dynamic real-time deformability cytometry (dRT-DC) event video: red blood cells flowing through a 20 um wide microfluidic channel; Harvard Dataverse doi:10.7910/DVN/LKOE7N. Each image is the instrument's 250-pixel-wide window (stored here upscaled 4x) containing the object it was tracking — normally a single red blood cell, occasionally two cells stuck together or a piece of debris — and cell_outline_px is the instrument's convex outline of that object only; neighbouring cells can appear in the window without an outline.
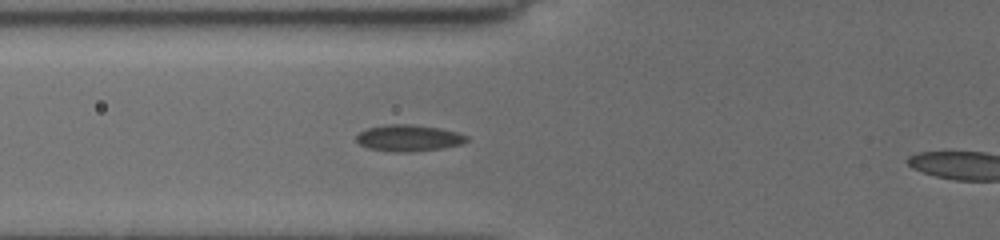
{"species": "common noctule bat (a hibernating species)", "species_latin": "Nyctalus noctula", "temperature_condition": "cold", "stored_images_in_passage": 20, "camera_frame_rate_fps": 3000, "um_per_image_px": 0.085, "animal": {"sex": "female", "body_mass_g": 19.5, "forearm_length_mm": 54.1}, "frame": {"image": 1, "passage_image": 13, "time_ms": 3.0, "image_size_px": [1000, 240], "cell_outline_px": [[468, 140], [460, 144], [440, 148], [408, 152], [396, 152], [368, 148], [360, 144], [356, 140], [356, 136], [360, 132], [368, 128], [388, 124], [408, 124], [440, 128], [456, 132], [468, 136]], "centroid_in_image_um": [34.72, 11.73], "position_along_channel_um": 91.1, "area_um2": 16.76}}
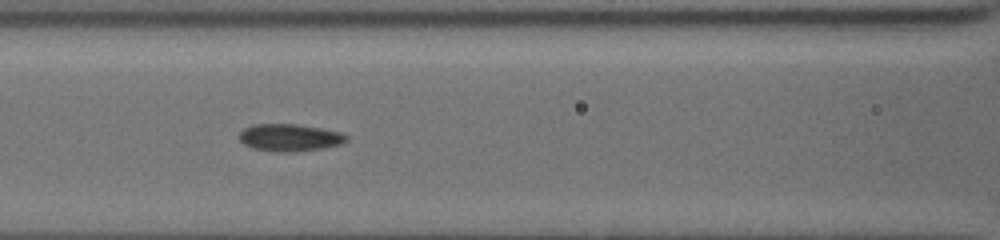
{"frame": {"image": 2, "passage_image": 18, "time_ms": 4.333, "image_size_px": [1000, 240], "cell_outline_px": [[348, 140], [340, 144], [324, 148], [292, 152], [272, 152], [252, 148], [244, 144], [240, 140], [240, 132], [244, 128], [252, 124], [296, 124], [320, 128], [340, 132], [348, 136]], "centroid_in_image_um": [24.61, 11.7], "position_along_channel_um": 142.0, "area_um2": 17.11}}
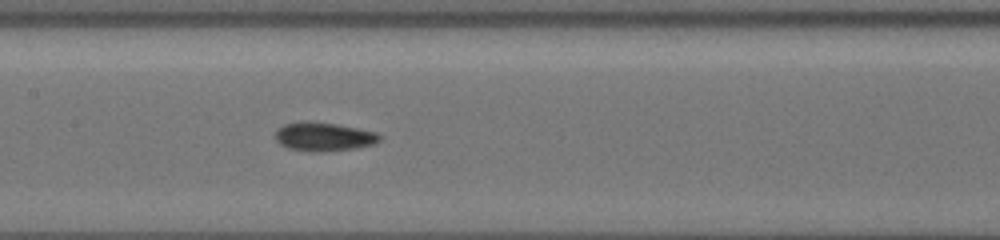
{"frame": {"image": 3, "passage_image": 20, "time_ms": 5.333, "image_size_px": [1000, 240], "cell_outline_px": [[380, 140], [372, 144], [352, 148], [312, 152], [288, 148], [280, 144], [276, 140], [276, 128], [284, 124], [308, 120], [336, 124], [376, 132], [380, 136]], "centroid_in_image_um": [27.45, 11.6], "position_along_channel_um": 179.9, "area_um2": 17.22}}